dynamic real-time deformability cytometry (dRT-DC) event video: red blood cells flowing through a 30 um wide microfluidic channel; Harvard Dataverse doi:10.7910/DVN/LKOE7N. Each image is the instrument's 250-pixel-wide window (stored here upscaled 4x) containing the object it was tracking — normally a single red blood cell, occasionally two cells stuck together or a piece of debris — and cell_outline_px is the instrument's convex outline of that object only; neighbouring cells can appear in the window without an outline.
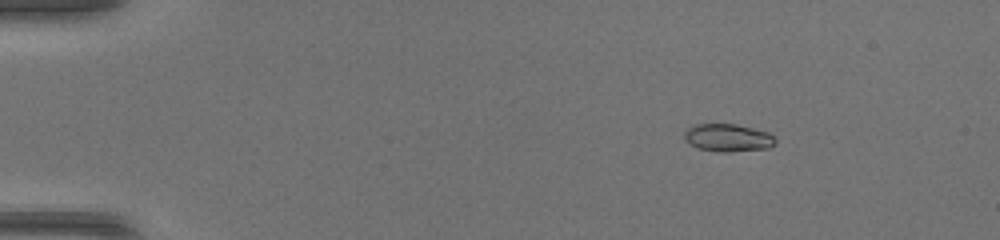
{"species": "common noctule bat (a hibernating species)", "species_latin": "Nyctalus noctula", "temperature_condition": "warm", "stored_images_in_passage": 48, "camera_frame_rate_fps": 3000, "um_per_image_px": 0.085, "animal": {"sex": "female", "body_mass_g": 17.0, "forearm_length_mm": 48.0}, "frame": {"image": 1, "passage_image": 8, "time_ms": 2.333, "image_size_px": [1000, 240], "cell_outline_px": [[776, 144], [768, 148], [732, 152], [720, 152], [700, 148], [692, 144], [684, 136], [684, 132], [692, 124], [736, 124], [768, 132], [776, 140]], "centroid_in_image_um": [61.91, 11.7], "position_along_channel_um": 23.1, "area_um2": 14.57}}
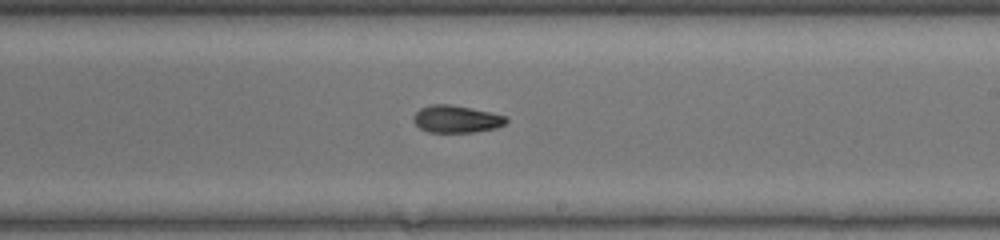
{"frame": {"image": 2, "passage_image": 30, "time_ms": 9.667, "image_size_px": [1000, 240], "cell_outline_px": [[508, 120], [504, 124], [496, 128], [472, 132], [428, 132], [420, 128], [412, 120], [412, 116], [420, 108], [432, 104], [448, 104], [492, 112], [504, 116]], "centroid_in_image_um": [38.76, 10.12], "position_along_channel_um": 250.2, "area_um2": 14.68}}
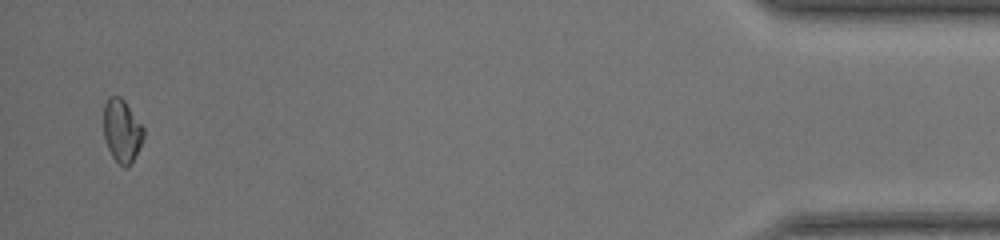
{"frame": {"image": 3, "passage_image": 47, "time_ms": 15.333, "image_size_px": [1000, 240], "cell_outline_px": [[144, 136], [132, 160], [124, 168], [112, 156], [108, 148], [104, 136], [104, 104], [108, 96], [120, 96], [124, 100], [144, 128]], "centroid_in_image_um": [10.34, 11.07], "position_along_channel_um": 424.9, "area_um2": 14.33}}